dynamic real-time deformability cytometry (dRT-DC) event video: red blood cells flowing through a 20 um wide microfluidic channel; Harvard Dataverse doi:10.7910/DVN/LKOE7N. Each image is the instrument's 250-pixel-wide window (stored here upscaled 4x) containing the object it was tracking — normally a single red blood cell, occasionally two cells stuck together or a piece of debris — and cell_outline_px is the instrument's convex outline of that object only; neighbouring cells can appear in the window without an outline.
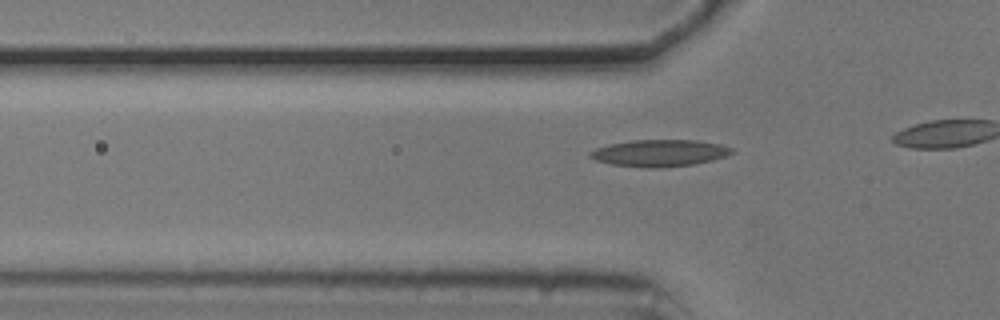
{"species": "common noctule bat (a hibernating species)", "species_latin": "Nyctalus noctula", "temperature_condition": "cold", "stored_images_in_passage": 19, "camera_frame_rate_fps": 3000, "um_per_image_px": 0.085, "animal": {"sex": "male", "body_mass_g": 20.5, "forearm_length_mm": 52.5}, "frame": {"image": 1, "passage_image": 14, "time_ms": 4.333, "image_size_px": [1000, 320], "cell_outline_px": [[736, 152], [712, 160], [692, 164], [652, 168], [648, 168], [612, 164], [596, 160], [588, 156], [588, 152], [596, 148], [608, 144], [632, 140], [696, 140], [720, 144], [732, 148]], "centroid_in_image_um": [56.04, 13.0], "position_along_channel_um": 69.8, "area_um2": 22.02}}